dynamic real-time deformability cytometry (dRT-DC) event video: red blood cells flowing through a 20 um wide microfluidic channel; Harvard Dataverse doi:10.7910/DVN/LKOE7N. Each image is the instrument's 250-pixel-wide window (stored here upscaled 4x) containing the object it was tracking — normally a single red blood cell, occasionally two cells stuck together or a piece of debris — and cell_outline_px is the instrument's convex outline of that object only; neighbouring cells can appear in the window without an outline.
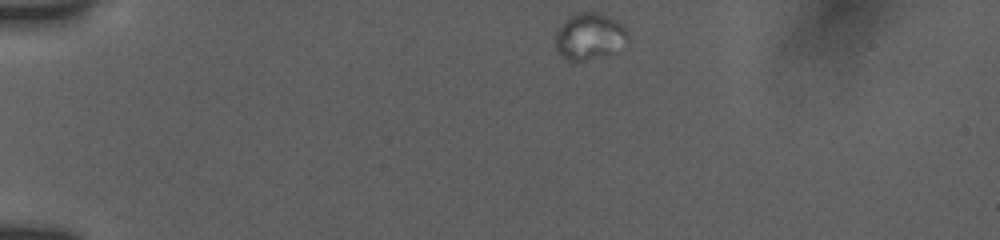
{"species": "human", "species_latin": "Homo sapiens", "temperature_condition": "room temperature", "stored_images_in_passage": 9, "camera_frame_rate_fps": 3000, "um_per_image_px": 0.085, "donor": {"sex": "female"}, "frame": {"image": 1, "passage_image": 1, "time_ms": 0.0, "image_size_px": [1000, 240], "cell_outline_px": [[628, 40], [616, 52], [584, 60], [568, 60], [560, 56], [556, 48], [556, 32], [568, 16], [576, 12], [600, 12], [616, 20], [628, 32]], "centroid_in_image_um": [50.11, 3.07], "position_along_channel_um": 34.9, "area_um2": 19.65}}